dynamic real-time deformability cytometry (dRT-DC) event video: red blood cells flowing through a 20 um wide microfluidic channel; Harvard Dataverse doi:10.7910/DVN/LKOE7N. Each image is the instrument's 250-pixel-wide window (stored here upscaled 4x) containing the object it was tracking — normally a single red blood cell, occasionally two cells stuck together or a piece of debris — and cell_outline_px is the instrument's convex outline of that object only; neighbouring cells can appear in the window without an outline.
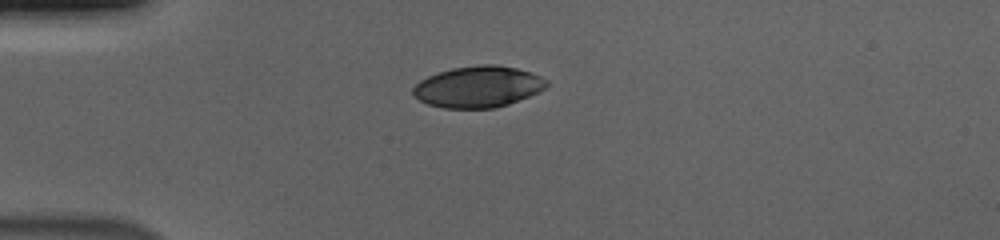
{"species": "human", "species_latin": "Homo sapiens", "temperature_condition": "cold", "stored_images_in_passage": 42, "camera_frame_rate_fps": 3000, "um_per_image_px": 0.085, "donor": {"sex": "male"}, "frame": {"image": 1, "passage_image": 1, "time_ms": 0.0, "image_size_px": [1000, 240], "cell_outline_px": [[548, 84], [540, 92], [508, 104], [496, 108], [444, 108], [428, 104], [412, 96], [412, 88], [420, 80], [428, 76], [452, 68], [480, 64], [496, 64], [516, 68], [532, 72], [548, 80]], "centroid_in_image_um": [40.65, 7.37], "position_along_channel_um": 44.4, "area_um2": 32.31}}
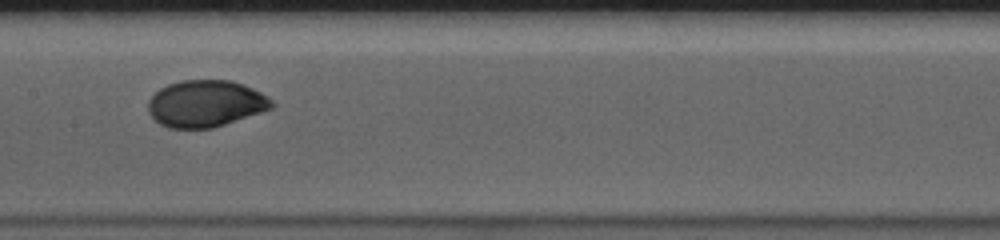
{"frame": {"image": 2, "passage_image": 15, "time_ms": 4.667, "image_size_px": [1000, 240], "cell_outline_px": [[276, 104], [272, 108], [212, 128], [168, 128], [160, 124], [148, 112], [148, 100], [160, 88], [168, 84], [184, 80], [232, 80], [244, 84], [268, 96]], "centroid_in_image_um": [17.48, 8.8], "position_along_channel_um": 189.9, "area_um2": 33.58}}
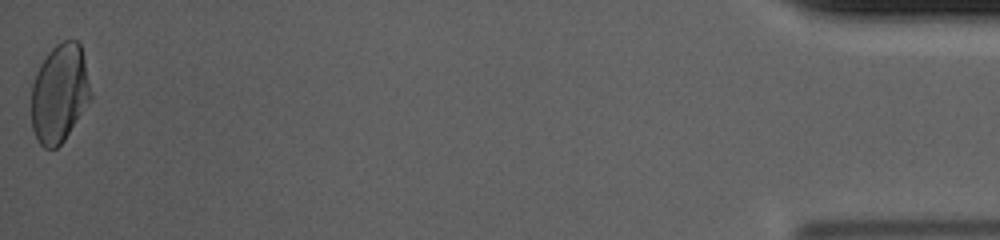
{"frame": {"image": 3, "passage_image": 42, "time_ms": 13.667, "image_size_px": [1000, 240], "cell_outline_px": [[92, 96], [64, 140], [56, 148], [44, 148], [36, 140], [32, 128], [32, 84], [36, 72], [40, 64], [48, 52], [56, 44], [64, 40], [76, 40], [80, 44], [92, 92]], "centroid_in_image_um": [5.05, 7.93], "position_along_channel_um": 430.2, "area_um2": 33.87}, "authors_computed_cell_mechanics": {"area_um2": 33.6396, "velocity_mm_per_s": 3.6869, "shape_relaxation_time_tau1_ms": 3.5631, "shape_relaxation_time_tau2_ms": null, "deformation_change_tau1": 0.1518, "deformation_change_tau2": null}}